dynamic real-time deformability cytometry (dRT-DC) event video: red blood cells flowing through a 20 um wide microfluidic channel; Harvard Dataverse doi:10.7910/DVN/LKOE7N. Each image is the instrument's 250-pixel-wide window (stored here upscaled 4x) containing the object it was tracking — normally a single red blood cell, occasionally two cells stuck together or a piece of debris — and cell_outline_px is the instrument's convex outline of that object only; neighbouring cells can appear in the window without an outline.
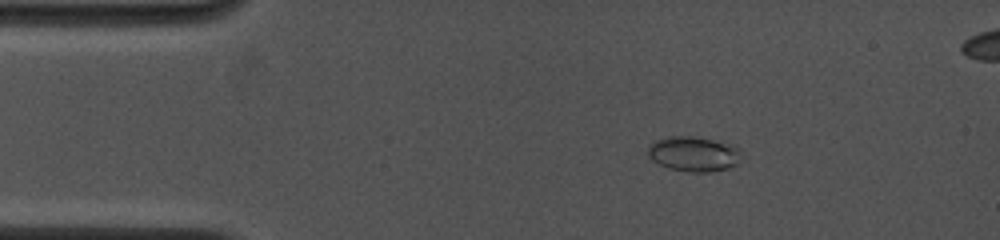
{"species": "common noctule bat (a hibernating species)", "species_latin": "Nyctalus noctula", "temperature_condition": "cold", "stored_images_in_passage": 86, "camera_frame_rate_fps": 4000, "um_per_image_px": 0.085, "animal": {"sex": "female", "body_mass_g": 19.0, "forearm_length_mm": 53.3}, "frame": {"image": 1, "passage_image": 13, "time_ms": 2.5, "image_size_px": [1000, 240], "cell_outline_px": [[744, 152], [736, 164], [728, 168], [712, 172], [688, 172], [668, 168], [652, 160], [648, 156], [648, 148], [656, 140], [668, 136], [696, 136], [724, 140], [740, 148]], "centroid_in_image_um": [59.03, 13.06], "position_along_channel_um": 26.0, "area_um2": 19.59}}
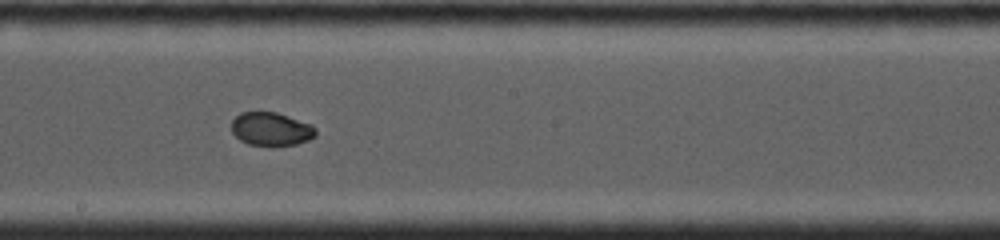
{"frame": {"image": 2, "passage_image": 48, "time_ms": 8.75, "image_size_px": [1000, 240], "cell_outline_px": [[316, 136], [308, 140], [296, 144], [272, 148], [268, 148], [248, 144], [240, 140], [232, 132], [232, 120], [240, 112], [276, 112], [312, 124], [316, 128]], "centroid_in_image_um": [23.05, 11.0], "position_along_channel_um": 225.1, "area_um2": 16.88}}
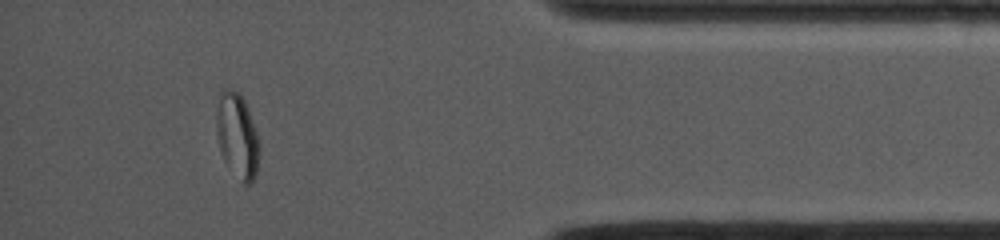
{"frame": {"image": 3, "passage_image": 80, "time_ms": 14.0, "image_size_px": [1000, 240], "cell_outline_px": [[260, 148], [256, 172], [252, 184], [244, 184], [224, 160], [220, 152], [216, 132], [216, 112], [220, 92], [224, 88], [228, 88], [240, 92], [248, 108], [260, 144]], "centroid_in_image_um": [20.16, 11.5], "position_along_channel_um": 415.0, "area_um2": 21.27}, "authors_computed_cell_mechanics": {"area_um2": 17.4556, "velocity_mm_per_s": 4.072, "shape_relaxation_time_tau1_ms": 5.4043, "shape_relaxation_time_tau2_ms": 1.1524, "deformation_change_tau1": 0.127, "deformation_change_tau2": 0.0248}}